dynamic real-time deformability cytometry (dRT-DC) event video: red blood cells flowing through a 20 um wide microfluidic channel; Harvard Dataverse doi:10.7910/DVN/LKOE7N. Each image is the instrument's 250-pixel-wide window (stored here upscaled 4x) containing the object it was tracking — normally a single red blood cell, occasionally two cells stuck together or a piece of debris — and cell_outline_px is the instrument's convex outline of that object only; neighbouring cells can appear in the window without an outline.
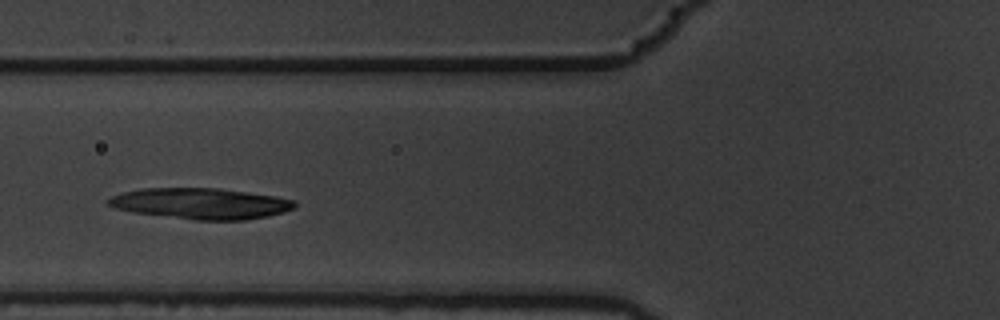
{"species": "common noctule bat (a hibernating species)", "species_latin": "Nyctalus noctula", "temperature_condition": "warm", "stored_images_in_passage": 6, "camera_frame_rate_fps": 3000, "um_per_image_px": 0.085, "animal": {"sex": "male", "body_mass_g": 19.5, "forearm_length_mm": 54.6}, "frame": {"image": 1, "passage_image": 4, "time_ms": 1.0, "image_size_px": [1000, 320], "cell_outline_px": [[296, 208], [284, 212], [268, 216], [244, 220], [196, 220], [132, 212], [116, 208], [108, 204], [108, 200], [112, 196], [120, 192], [140, 188], [220, 188], [276, 196], [296, 200]], "centroid_in_image_um": [17.1, 17.29], "position_along_channel_um": 108.7, "area_um2": 33.76}}
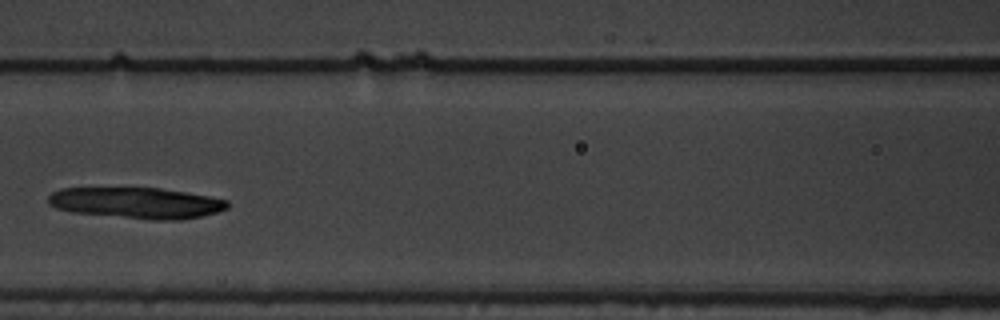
{"frame": {"image": 2, "passage_image": 5, "time_ms": 1.333, "image_size_px": [1000, 320], "cell_outline_px": [[228, 208], [216, 212], [200, 216], [180, 220], [152, 220], [72, 212], [56, 208], [48, 204], [48, 196], [52, 192], [60, 188], [160, 188], [208, 196], [228, 200]], "centroid_in_image_um": [11.58, 17.25], "position_along_channel_um": 155.0, "area_um2": 32.37}}